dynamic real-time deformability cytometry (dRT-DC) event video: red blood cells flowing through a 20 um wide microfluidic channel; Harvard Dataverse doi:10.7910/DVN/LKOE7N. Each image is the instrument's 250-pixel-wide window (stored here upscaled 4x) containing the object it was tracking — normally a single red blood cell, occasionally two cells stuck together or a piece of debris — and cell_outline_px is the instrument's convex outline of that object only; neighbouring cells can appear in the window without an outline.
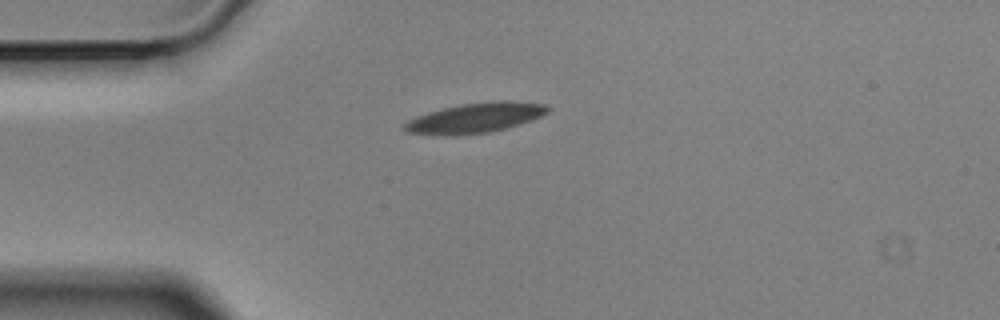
{"species": "Egyptian fruit bat (a non-hibernating species)", "species_latin": "Rousettus aegyptiacus", "temperature_condition": "cold", "stored_images_in_passage": 3, "camera_frame_rate_fps": 3000, "um_per_image_px": 0.085, "animal": {"sex": "male"}, "frame": {"image": 1, "passage_image": 2, "time_ms": 0.333, "image_size_px": [1000, 320], "cell_outline_px": [[552, 108], [548, 112], [532, 120], [508, 128], [488, 132], [452, 136], [444, 136], [408, 132], [404, 128], [404, 124], [408, 120], [416, 116], [428, 112], [460, 104], [492, 100], [508, 100], [544, 104]], "centroid_in_image_um": [40.42, 10.01], "position_along_channel_um": 44.6, "area_um2": 25.2}}